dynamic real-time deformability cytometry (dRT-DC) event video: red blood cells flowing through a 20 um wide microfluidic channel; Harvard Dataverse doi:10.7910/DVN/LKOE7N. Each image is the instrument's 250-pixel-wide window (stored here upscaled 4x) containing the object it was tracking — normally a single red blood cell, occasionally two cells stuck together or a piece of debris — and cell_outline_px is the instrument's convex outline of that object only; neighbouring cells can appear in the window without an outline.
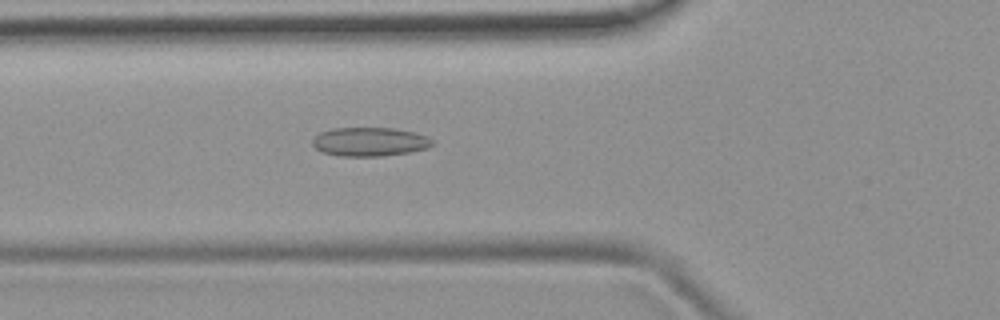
{"species": "common noctule bat (a hibernating species)", "species_latin": "Nyctalus noctula", "temperature_condition": "room temperature", "stored_images_in_passage": 52, "camera_frame_rate_fps": 3000, "um_per_image_px": 0.085, "animal": {"sex": "female", "body_mass_g": 19.9}, "frame": {"image": 1, "passage_image": 19, "time_ms": 6.0, "image_size_px": [1000, 320], "cell_outline_px": [[432, 144], [428, 148], [408, 152], [380, 156], [340, 156], [320, 152], [312, 144], [312, 140], [320, 132], [332, 128], [396, 128], [416, 132], [428, 136], [432, 140]], "centroid_in_image_um": [31.42, 12.04], "position_along_channel_um": 94.4, "area_um2": 20.23}}
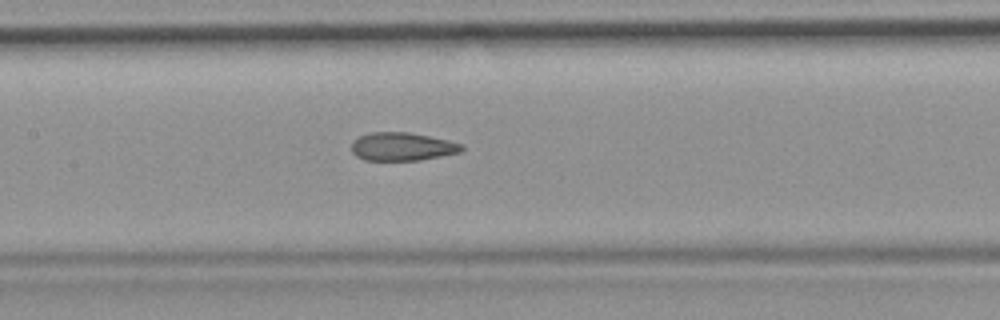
{"frame": {"image": 2, "passage_image": 25, "time_ms": 8.0, "image_size_px": [1000, 320], "cell_outline_px": [[464, 148], [460, 152], [420, 160], [364, 160], [356, 156], [352, 152], [352, 140], [360, 136], [372, 132], [408, 132], [448, 140], [464, 144]], "centroid_in_image_um": [34.18, 12.46], "position_along_channel_um": 173.2, "area_um2": 18.09}}
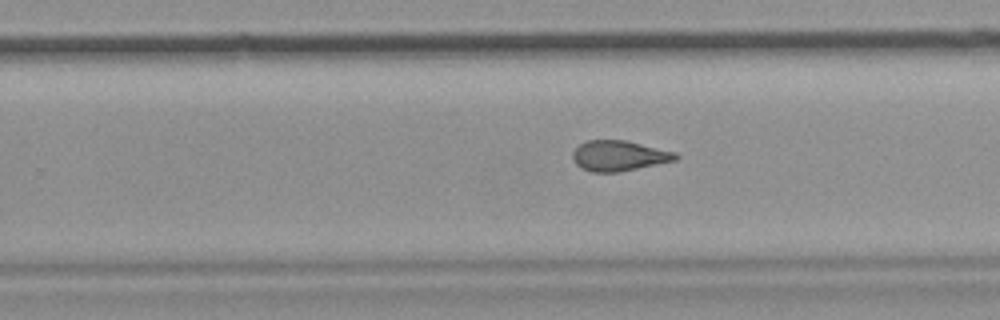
{"frame": {"image": 3, "passage_image": 33, "time_ms": 10.667, "image_size_px": [1000, 320], "cell_outline_px": [[680, 156], [676, 160], [620, 172], [592, 172], [580, 168], [572, 160], [572, 152], [580, 144], [588, 140], [624, 140], [676, 152]], "centroid_in_image_um": [52.59, 13.25], "position_along_channel_um": 277.2, "area_um2": 18.26}, "authors_computed_cell_mechanics": {"area_um2": 19.5942, "velocity_mm_per_s": 3.9133, "shape_relaxation_time_tau1_ms": null, "shape_relaxation_time_tau2_ms": 1.7512, "deformation_change_tau1": null, "deformation_change_tau2": 0.09}}